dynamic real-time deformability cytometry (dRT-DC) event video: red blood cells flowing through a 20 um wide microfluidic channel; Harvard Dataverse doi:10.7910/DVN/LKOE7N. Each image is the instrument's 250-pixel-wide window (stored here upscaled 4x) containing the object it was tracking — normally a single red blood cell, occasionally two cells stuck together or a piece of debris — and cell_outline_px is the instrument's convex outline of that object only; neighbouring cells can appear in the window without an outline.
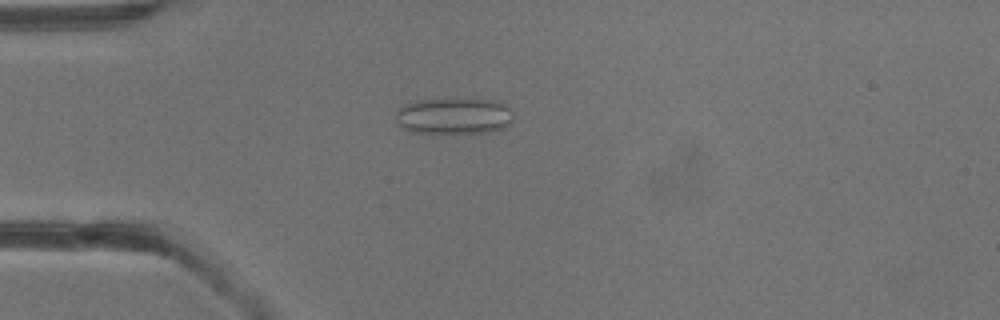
{"species": "common noctule bat (a hibernating species)", "species_latin": "Nyctalus noctula", "temperature_condition": "warm", "stored_images_in_passage": 3, "camera_frame_rate_fps": 3000, "um_per_image_px": 0.085, "animal": {"sex": "male", "body_mass_g": 13.3}, "frame": {"image": 1, "passage_image": 3, "time_ms": 2.667, "image_size_px": [1000, 320], "cell_outline_px": [[512, 120], [504, 128], [488, 132], [416, 132], [404, 128], [396, 120], [396, 112], [404, 104], [416, 100], [496, 100], [508, 108], [512, 116]], "centroid_in_image_um": [38.57, 9.86], "position_along_channel_um": 46.4, "area_um2": 24.16}}